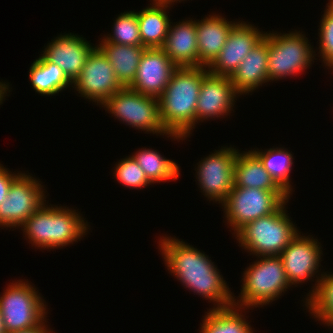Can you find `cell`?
<instances>
[{"instance_id": "obj_1", "label": "cell", "mask_w": 333, "mask_h": 333, "mask_svg": "<svg viewBox=\"0 0 333 333\" xmlns=\"http://www.w3.org/2000/svg\"><path fill=\"white\" fill-rule=\"evenodd\" d=\"M159 250L168 271L185 288L214 302L213 308L233 305L235 296L227 286L214 262L197 248L179 239L163 236L159 240ZM217 305V306H216Z\"/></svg>"}, {"instance_id": "obj_2", "label": "cell", "mask_w": 333, "mask_h": 333, "mask_svg": "<svg viewBox=\"0 0 333 333\" xmlns=\"http://www.w3.org/2000/svg\"><path fill=\"white\" fill-rule=\"evenodd\" d=\"M207 67H178L159 97L160 119L169 134L190 136L195 127L196 105Z\"/></svg>"}, {"instance_id": "obj_3", "label": "cell", "mask_w": 333, "mask_h": 333, "mask_svg": "<svg viewBox=\"0 0 333 333\" xmlns=\"http://www.w3.org/2000/svg\"><path fill=\"white\" fill-rule=\"evenodd\" d=\"M54 206L44 203L20 226L24 237L35 247L62 248L80 241L89 229L88 222L76 210Z\"/></svg>"}, {"instance_id": "obj_4", "label": "cell", "mask_w": 333, "mask_h": 333, "mask_svg": "<svg viewBox=\"0 0 333 333\" xmlns=\"http://www.w3.org/2000/svg\"><path fill=\"white\" fill-rule=\"evenodd\" d=\"M287 202L288 200L274 213L242 227L234 235L239 245L241 244L240 247L256 257L279 256L299 232L287 214Z\"/></svg>"}, {"instance_id": "obj_5", "label": "cell", "mask_w": 333, "mask_h": 333, "mask_svg": "<svg viewBox=\"0 0 333 333\" xmlns=\"http://www.w3.org/2000/svg\"><path fill=\"white\" fill-rule=\"evenodd\" d=\"M258 259L244 271L240 299L233 301V305L244 310L269 305L291 287L280 256H260Z\"/></svg>"}, {"instance_id": "obj_6", "label": "cell", "mask_w": 333, "mask_h": 333, "mask_svg": "<svg viewBox=\"0 0 333 333\" xmlns=\"http://www.w3.org/2000/svg\"><path fill=\"white\" fill-rule=\"evenodd\" d=\"M101 106L115 118L135 129L156 135H168V138L171 136L177 141L185 139L179 135L169 134L165 130L160 119L159 98L126 87L108 97Z\"/></svg>"}, {"instance_id": "obj_7", "label": "cell", "mask_w": 333, "mask_h": 333, "mask_svg": "<svg viewBox=\"0 0 333 333\" xmlns=\"http://www.w3.org/2000/svg\"><path fill=\"white\" fill-rule=\"evenodd\" d=\"M300 31L268 33L269 81L296 76L304 72L316 59L313 46Z\"/></svg>"}, {"instance_id": "obj_8", "label": "cell", "mask_w": 333, "mask_h": 333, "mask_svg": "<svg viewBox=\"0 0 333 333\" xmlns=\"http://www.w3.org/2000/svg\"><path fill=\"white\" fill-rule=\"evenodd\" d=\"M290 196L284 190L233 187L221 203L234 235L247 223L274 213Z\"/></svg>"}, {"instance_id": "obj_9", "label": "cell", "mask_w": 333, "mask_h": 333, "mask_svg": "<svg viewBox=\"0 0 333 333\" xmlns=\"http://www.w3.org/2000/svg\"><path fill=\"white\" fill-rule=\"evenodd\" d=\"M28 281L8 285L0 296V312L6 333L33 328L47 316L44 299Z\"/></svg>"}, {"instance_id": "obj_10", "label": "cell", "mask_w": 333, "mask_h": 333, "mask_svg": "<svg viewBox=\"0 0 333 333\" xmlns=\"http://www.w3.org/2000/svg\"><path fill=\"white\" fill-rule=\"evenodd\" d=\"M43 188L36 178L21 173L11 183L6 199L0 204V227L16 229L21 226L46 202Z\"/></svg>"}, {"instance_id": "obj_11", "label": "cell", "mask_w": 333, "mask_h": 333, "mask_svg": "<svg viewBox=\"0 0 333 333\" xmlns=\"http://www.w3.org/2000/svg\"><path fill=\"white\" fill-rule=\"evenodd\" d=\"M234 147H222L197 163L196 178L203 195L222 203L234 187V163L238 154Z\"/></svg>"}, {"instance_id": "obj_12", "label": "cell", "mask_w": 333, "mask_h": 333, "mask_svg": "<svg viewBox=\"0 0 333 333\" xmlns=\"http://www.w3.org/2000/svg\"><path fill=\"white\" fill-rule=\"evenodd\" d=\"M72 84L81 97L97 102V105H102L108 97L123 88L111 63L97 46L89 54L79 76Z\"/></svg>"}, {"instance_id": "obj_13", "label": "cell", "mask_w": 333, "mask_h": 333, "mask_svg": "<svg viewBox=\"0 0 333 333\" xmlns=\"http://www.w3.org/2000/svg\"><path fill=\"white\" fill-rule=\"evenodd\" d=\"M257 27L240 22L231 29L221 52L207 67L208 72L217 76L231 77L241 61L265 37Z\"/></svg>"}, {"instance_id": "obj_14", "label": "cell", "mask_w": 333, "mask_h": 333, "mask_svg": "<svg viewBox=\"0 0 333 333\" xmlns=\"http://www.w3.org/2000/svg\"><path fill=\"white\" fill-rule=\"evenodd\" d=\"M320 242L308 236L298 233L287 247L279 255L282 259L289 283L302 284L306 280H312L319 272L322 255Z\"/></svg>"}, {"instance_id": "obj_15", "label": "cell", "mask_w": 333, "mask_h": 333, "mask_svg": "<svg viewBox=\"0 0 333 333\" xmlns=\"http://www.w3.org/2000/svg\"><path fill=\"white\" fill-rule=\"evenodd\" d=\"M235 91L230 77L217 76L208 72L202 79L196 105L195 125L203 120L230 115L235 99ZM197 122V123H196Z\"/></svg>"}, {"instance_id": "obj_16", "label": "cell", "mask_w": 333, "mask_h": 333, "mask_svg": "<svg viewBox=\"0 0 333 333\" xmlns=\"http://www.w3.org/2000/svg\"><path fill=\"white\" fill-rule=\"evenodd\" d=\"M177 68L161 48H146L141 56L136 77L129 88L159 98Z\"/></svg>"}, {"instance_id": "obj_17", "label": "cell", "mask_w": 333, "mask_h": 333, "mask_svg": "<svg viewBox=\"0 0 333 333\" xmlns=\"http://www.w3.org/2000/svg\"><path fill=\"white\" fill-rule=\"evenodd\" d=\"M51 41L41 55L49 62L57 64L73 83L96 46H92L85 38L73 33L60 34Z\"/></svg>"}, {"instance_id": "obj_18", "label": "cell", "mask_w": 333, "mask_h": 333, "mask_svg": "<svg viewBox=\"0 0 333 333\" xmlns=\"http://www.w3.org/2000/svg\"><path fill=\"white\" fill-rule=\"evenodd\" d=\"M161 49L177 67H199L196 20L170 24Z\"/></svg>"}, {"instance_id": "obj_19", "label": "cell", "mask_w": 333, "mask_h": 333, "mask_svg": "<svg viewBox=\"0 0 333 333\" xmlns=\"http://www.w3.org/2000/svg\"><path fill=\"white\" fill-rule=\"evenodd\" d=\"M268 33L241 61L230 77L239 95L253 92L269 82L268 76Z\"/></svg>"}, {"instance_id": "obj_20", "label": "cell", "mask_w": 333, "mask_h": 333, "mask_svg": "<svg viewBox=\"0 0 333 333\" xmlns=\"http://www.w3.org/2000/svg\"><path fill=\"white\" fill-rule=\"evenodd\" d=\"M237 23L227 21L219 14L196 20L199 66L208 67L214 61Z\"/></svg>"}, {"instance_id": "obj_21", "label": "cell", "mask_w": 333, "mask_h": 333, "mask_svg": "<svg viewBox=\"0 0 333 333\" xmlns=\"http://www.w3.org/2000/svg\"><path fill=\"white\" fill-rule=\"evenodd\" d=\"M96 45L111 63L118 82L123 88L130 87L136 77L144 46H132L106 42Z\"/></svg>"}, {"instance_id": "obj_22", "label": "cell", "mask_w": 333, "mask_h": 333, "mask_svg": "<svg viewBox=\"0 0 333 333\" xmlns=\"http://www.w3.org/2000/svg\"><path fill=\"white\" fill-rule=\"evenodd\" d=\"M142 11L137 12L142 46L146 48H161L164 45L170 24L167 8L171 4L153 2Z\"/></svg>"}, {"instance_id": "obj_23", "label": "cell", "mask_w": 333, "mask_h": 333, "mask_svg": "<svg viewBox=\"0 0 333 333\" xmlns=\"http://www.w3.org/2000/svg\"><path fill=\"white\" fill-rule=\"evenodd\" d=\"M234 186L262 190H283L252 150L238 152L234 163Z\"/></svg>"}, {"instance_id": "obj_24", "label": "cell", "mask_w": 333, "mask_h": 333, "mask_svg": "<svg viewBox=\"0 0 333 333\" xmlns=\"http://www.w3.org/2000/svg\"><path fill=\"white\" fill-rule=\"evenodd\" d=\"M29 79L32 88L42 96H53L70 85L72 87V82L64 71L57 64L49 62L43 55L31 64Z\"/></svg>"}, {"instance_id": "obj_25", "label": "cell", "mask_w": 333, "mask_h": 333, "mask_svg": "<svg viewBox=\"0 0 333 333\" xmlns=\"http://www.w3.org/2000/svg\"><path fill=\"white\" fill-rule=\"evenodd\" d=\"M241 309L236 305L209 309L203 316L200 333H253Z\"/></svg>"}, {"instance_id": "obj_26", "label": "cell", "mask_w": 333, "mask_h": 333, "mask_svg": "<svg viewBox=\"0 0 333 333\" xmlns=\"http://www.w3.org/2000/svg\"><path fill=\"white\" fill-rule=\"evenodd\" d=\"M318 275L313 289L305 298V306L314 318L333 328V273Z\"/></svg>"}, {"instance_id": "obj_27", "label": "cell", "mask_w": 333, "mask_h": 333, "mask_svg": "<svg viewBox=\"0 0 333 333\" xmlns=\"http://www.w3.org/2000/svg\"><path fill=\"white\" fill-rule=\"evenodd\" d=\"M151 183L177 180L179 166L173 160L164 158L159 152L141 148L132 155Z\"/></svg>"}, {"instance_id": "obj_28", "label": "cell", "mask_w": 333, "mask_h": 333, "mask_svg": "<svg viewBox=\"0 0 333 333\" xmlns=\"http://www.w3.org/2000/svg\"><path fill=\"white\" fill-rule=\"evenodd\" d=\"M263 163L264 168L276 183L290 196L293 191L290 184V172L293 165V155L284 148H270L267 151H252Z\"/></svg>"}, {"instance_id": "obj_29", "label": "cell", "mask_w": 333, "mask_h": 333, "mask_svg": "<svg viewBox=\"0 0 333 333\" xmlns=\"http://www.w3.org/2000/svg\"><path fill=\"white\" fill-rule=\"evenodd\" d=\"M113 34L104 36L106 42L142 46L140 37L139 24L137 20V12L129 11L118 15L113 25Z\"/></svg>"}, {"instance_id": "obj_30", "label": "cell", "mask_w": 333, "mask_h": 333, "mask_svg": "<svg viewBox=\"0 0 333 333\" xmlns=\"http://www.w3.org/2000/svg\"><path fill=\"white\" fill-rule=\"evenodd\" d=\"M114 170V177L124 187L139 189L151 185L144 171L131 155L119 160Z\"/></svg>"}, {"instance_id": "obj_31", "label": "cell", "mask_w": 333, "mask_h": 333, "mask_svg": "<svg viewBox=\"0 0 333 333\" xmlns=\"http://www.w3.org/2000/svg\"><path fill=\"white\" fill-rule=\"evenodd\" d=\"M325 12L320 20L319 52L325 66L333 63V0H329Z\"/></svg>"}, {"instance_id": "obj_32", "label": "cell", "mask_w": 333, "mask_h": 333, "mask_svg": "<svg viewBox=\"0 0 333 333\" xmlns=\"http://www.w3.org/2000/svg\"><path fill=\"white\" fill-rule=\"evenodd\" d=\"M0 163V204L6 199L11 183L21 174L11 173Z\"/></svg>"}, {"instance_id": "obj_33", "label": "cell", "mask_w": 333, "mask_h": 333, "mask_svg": "<svg viewBox=\"0 0 333 333\" xmlns=\"http://www.w3.org/2000/svg\"><path fill=\"white\" fill-rule=\"evenodd\" d=\"M46 320L47 319L45 318L39 325H37L33 328L26 329V330H20V331H13V332H8V333H52L51 330L47 329L48 325L45 324V322H47Z\"/></svg>"}, {"instance_id": "obj_34", "label": "cell", "mask_w": 333, "mask_h": 333, "mask_svg": "<svg viewBox=\"0 0 333 333\" xmlns=\"http://www.w3.org/2000/svg\"><path fill=\"white\" fill-rule=\"evenodd\" d=\"M5 83L6 82L3 83V81L0 82V105L3 104L2 102H3V100H5V97L7 96L6 95L7 91L10 92V90H9L10 85L8 83H6V84Z\"/></svg>"}, {"instance_id": "obj_35", "label": "cell", "mask_w": 333, "mask_h": 333, "mask_svg": "<svg viewBox=\"0 0 333 333\" xmlns=\"http://www.w3.org/2000/svg\"><path fill=\"white\" fill-rule=\"evenodd\" d=\"M181 2V1H184V0H153V2H156V3H164V4H171L173 5L174 2Z\"/></svg>"}, {"instance_id": "obj_36", "label": "cell", "mask_w": 333, "mask_h": 333, "mask_svg": "<svg viewBox=\"0 0 333 333\" xmlns=\"http://www.w3.org/2000/svg\"><path fill=\"white\" fill-rule=\"evenodd\" d=\"M0 333H6L3 325V318L1 312H0Z\"/></svg>"}, {"instance_id": "obj_37", "label": "cell", "mask_w": 333, "mask_h": 333, "mask_svg": "<svg viewBox=\"0 0 333 333\" xmlns=\"http://www.w3.org/2000/svg\"><path fill=\"white\" fill-rule=\"evenodd\" d=\"M328 68L333 70V63L328 66Z\"/></svg>"}]
</instances>
